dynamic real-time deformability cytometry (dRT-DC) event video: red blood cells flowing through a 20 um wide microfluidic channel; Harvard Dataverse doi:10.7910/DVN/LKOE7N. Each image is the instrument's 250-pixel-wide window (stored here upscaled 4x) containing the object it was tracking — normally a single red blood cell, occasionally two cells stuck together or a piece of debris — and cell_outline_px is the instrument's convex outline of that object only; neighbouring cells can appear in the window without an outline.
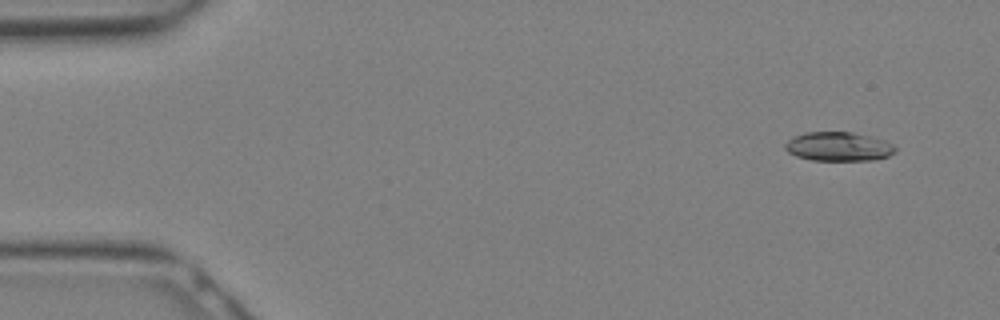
{"species": "Egyptian fruit bat (a non-hibernating species)", "species_latin": "Rousettus aegyptiacus", "temperature_condition": "warm", "stored_images_in_passage": 31, "camera_frame_rate_fps": 3000, "um_per_image_px": 0.085, "animal": {"sex": "female"}, "frame": {"image": 1, "passage_image": 3, "time_ms": 0.667, "image_size_px": [1000, 320], "cell_outline_px": [[896, 152], [888, 156], [872, 160], [812, 160], [796, 156], [788, 152], [784, 148], [784, 144], [792, 136], [804, 132], [852, 132], [884, 140], [892, 144], [896, 148]], "centroid_in_image_um": [71.24, 12.45], "position_along_channel_um": 13.8, "area_um2": 18.67}}
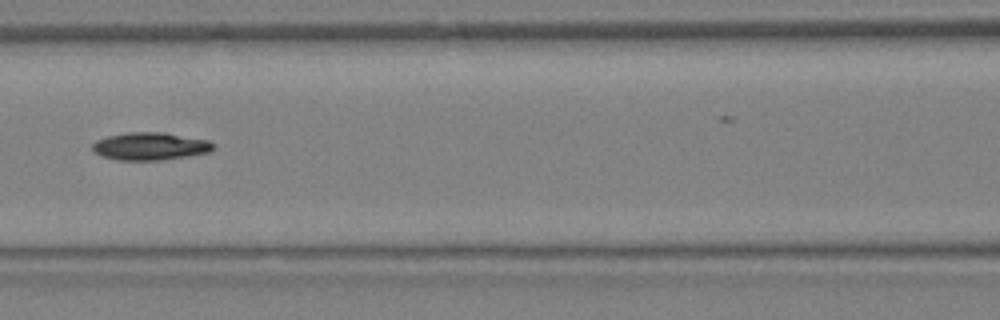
{"frame": {"image": 2, "passage_image": 14, "time_ms": 4.333, "image_size_px": [1000, 320], "cell_outline_px": [[216, 148], [212, 152], [160, 160], [116, 160], [100, 156], [92, 148], [92, 144], [96, 140], [108, 136], [128, 132], [164, 132], [208, 140], [216, 144]], "centroid_in_image_um": [12.8, 12.43], "position_along_channel_um": 153.8, "area_um2": 19.65}}
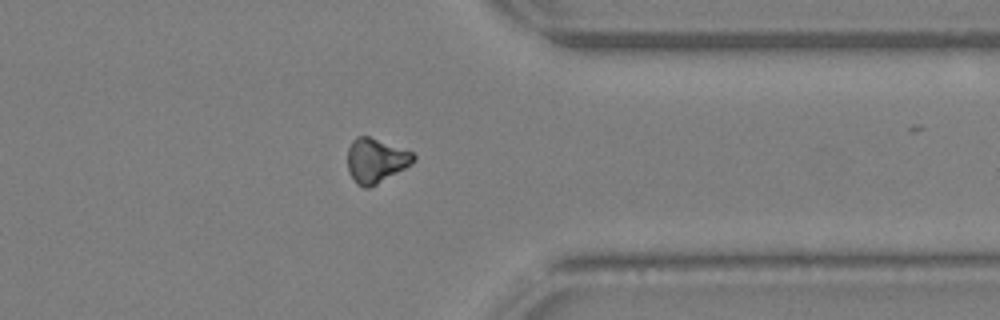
{"frame": {"image": 3, "passage_image": 24, "time_ms": 7.667, "image_size_px": [1000, 320], "cell_outline_px": [[416, 160], [412, 164], [376, 184], [368, 188], [364, 188], [356, 184], [348, 172], [348, 148], [352, 140], [356, 136], [368, 136], [412, 152], [416, 156]], "centroid_in_image_um": [31.93, 13.65], "position_along_channel_um": 379.5, "area_um2": 16.99}}